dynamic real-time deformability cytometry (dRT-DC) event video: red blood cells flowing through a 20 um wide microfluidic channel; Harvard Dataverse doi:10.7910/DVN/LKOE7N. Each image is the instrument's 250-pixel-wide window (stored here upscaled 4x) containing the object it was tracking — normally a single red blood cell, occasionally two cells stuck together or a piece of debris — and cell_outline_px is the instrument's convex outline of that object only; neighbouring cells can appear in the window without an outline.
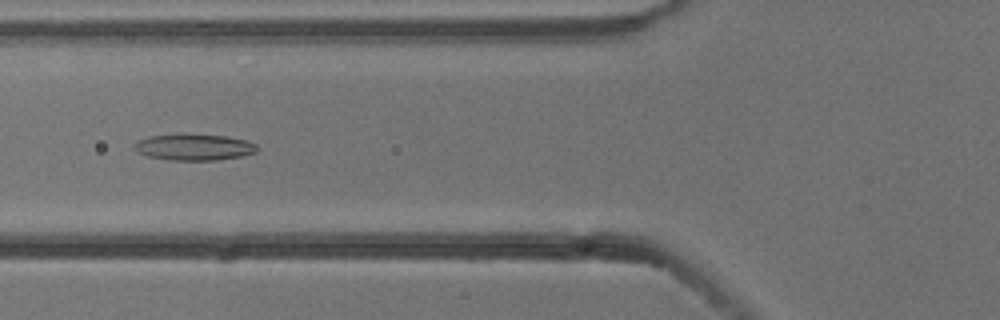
{"species": "common noctule bat (a hibernating species)", "species_latin": "Nyctalus noctula", "temperature_condition": "cold", "stored_images_in_passage": 8, "camera_frame_rate_fps": 3000, "um_per_image_px": 0.085, "animal": {"sex": "male", "body_mass_g": 13.3}, "frame": {"image": 1, "passage_image": 6, "time_ms": 1.667, "image_size_px": [1000, 320], "cell_outline_px": [[256, 152], [240, 156], [216, 160], [168, 160], [148, 156], [136, 152], [132, 144], [136, 140], [148, 136], [180, 132], [228, 136], [248, 140], [256, 144]], "centroid_in_image_um": [16.42, 12.47], "position_along_channel_um": 109.4, "area_um2": 19.48}}
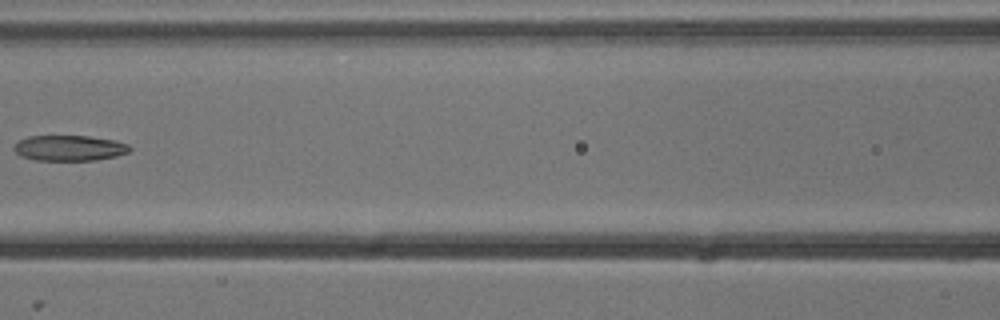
{"frame": {"image": 2, "passage_image": 7, "time_ms": 2.0, "image_size_px": [1000, 320], "cell_outline_px": [[132, 148], [128, 152], [116, 156], [96, 160], [36, 160], [20, 156], [12, 148], [20, 140], [28, 136], [88, 136], [116, 140], [128, 144]], "centroid_in_image_um": [5.91, 12.58], "position_along_channel_um": 160.7, "area_um2": 17.22}}
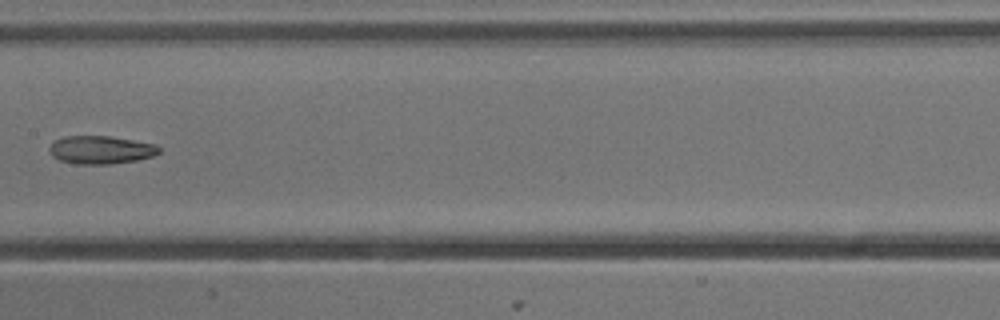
{"frame": {"image": 3, "passage_image": 8, "time_ms": 2.333, "image_size_px": [1000, 320], "cell_outline_px": [[160, 152], [152, 156], [136, 160], [108, 164], [76, 164], [60, 160], [52, 156], [48, 148], [56, 140], [64, 136], [108, 136], [156, 144], [160, 148]], "centroid_in_image_um": [8.56, 12.74], "position_along_channel_um": 198.8, "area_um2": 17.8}}